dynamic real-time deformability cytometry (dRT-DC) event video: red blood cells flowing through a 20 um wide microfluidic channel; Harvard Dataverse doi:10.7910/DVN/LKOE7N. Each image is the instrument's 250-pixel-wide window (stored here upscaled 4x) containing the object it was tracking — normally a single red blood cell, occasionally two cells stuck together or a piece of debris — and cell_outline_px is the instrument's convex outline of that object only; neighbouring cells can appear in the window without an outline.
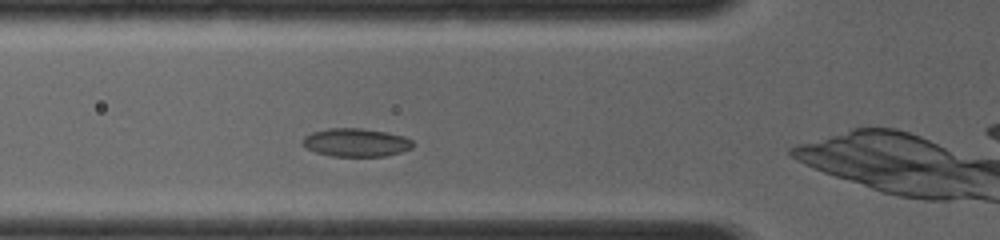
{"species": "common noctule bat (a hibernating species)", "species_latin": "Nyctalus noctula", "temperature_condition": "room temperature", "stored_images_in_passage": 10, "camera_frame_rate_fps": 4000, "um_per_image_px": 0.085, "animal": {"sex": "female", "body_mass_g": 19.0, "forearm_length_mm": 56.7}, "frame": {"image": 1, "passage_image": 5, "time_ms": 2.25, "image_size_px": [1000, 240], "cell_outline_px": [[412, 148], [400, 152], [384, 156], [332, 156], [316, 152], [308, 148], [304, 144], [304, 140], [312, 132], [332, 128], [356, 128], [384, 132], [404, 136], [412, 140]], "centroid_in_image_um": [30.3, 12.12], "position_along_channel_um": 95.5, "area_um2": 17.63}}
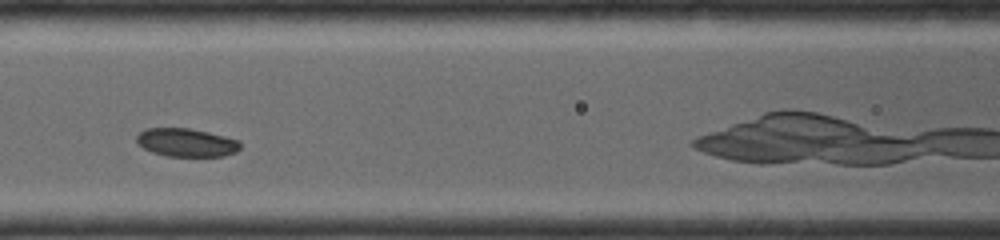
{"frame": {"image": 2, "passage_image": 7, "time_ms": 3.5, "image_size_px": [1000, 240], "cell_outline_px": [[240, 148], [236, 152], [224, 156], [168, 156], [152, 152], [144, 148], [136, 140], [136, 136], [140, 132], [148, 128], [188, 128], [236, 140], [240, 144]], "centroid_in_image_um": [15.8, 12.13], "position_along_channel_um": 150.8, "area_um2": 16.65}}
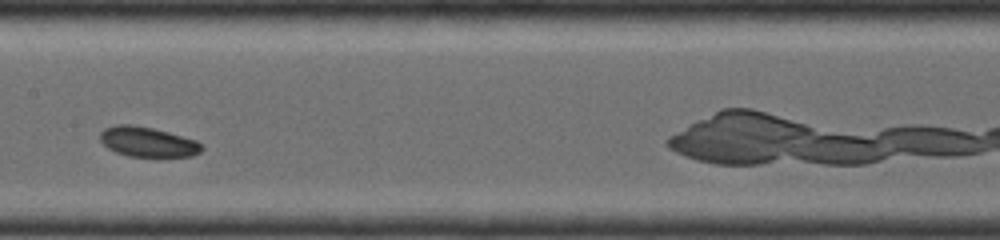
{"frame": {"image": 3, "passage_image": 9, "time_ms": 4.5, "image_size_px": [1000, 240], "cell_outline_px": [[204, 148], [200, 152], [192, 156], [132, 156], [116, 152], [108, 148], [100, 140], [100, 132], [104, 128], [120, 124], [128, 124], [152, 128], [168, 132], [196, 140]], "centroid_in_image_um": [12.55, 12.05], "position_along_channel_um": 194.9, "area_um2": 17.46}}